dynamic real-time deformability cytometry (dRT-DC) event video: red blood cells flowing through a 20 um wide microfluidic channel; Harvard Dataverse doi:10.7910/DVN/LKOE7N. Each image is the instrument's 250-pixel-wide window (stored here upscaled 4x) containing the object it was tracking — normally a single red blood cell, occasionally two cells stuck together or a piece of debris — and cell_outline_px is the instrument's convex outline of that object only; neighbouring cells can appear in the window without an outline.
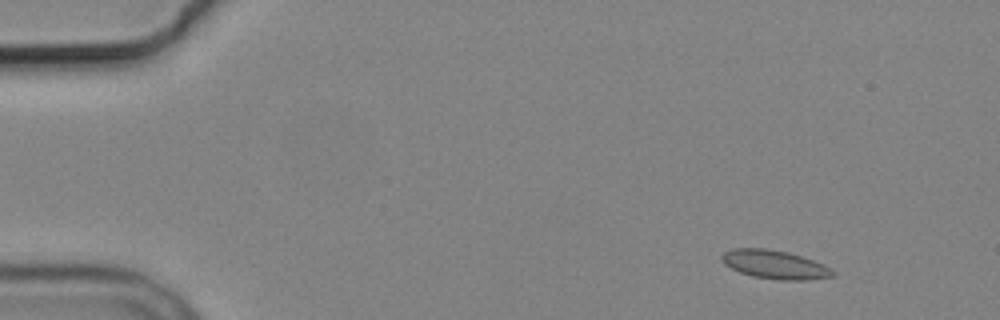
{"species": "common noctule bat (a hibernating species)", "species_latin": "Nyctalus noctula", "temperature_condition": "cold", "stored_images_in_passage": 5, "camera_frame_rate_fps": 3000, "um_per_image_px": 0.085, "animal": {"sex": "male", "body_mass_g": 19.2, "forearm_length_mm": 51.8}, "frame": {"image": 1, "passage_image": 2, "time_ms": 1.333, "image_size_px": [1000, 320], "cell_outline_px": [[836, 272], [832, 276], [808, 280], [780, 280], [752, 276], [740, 272], [724, 264], [720, 256], [724, 252], [732, 248], [764, 248], [788, 252], [812, 260]], "centroid_in_image_um": [65.8, 22.48], "position_along_channel_um": 19.2, "area_um2": 18.26}}
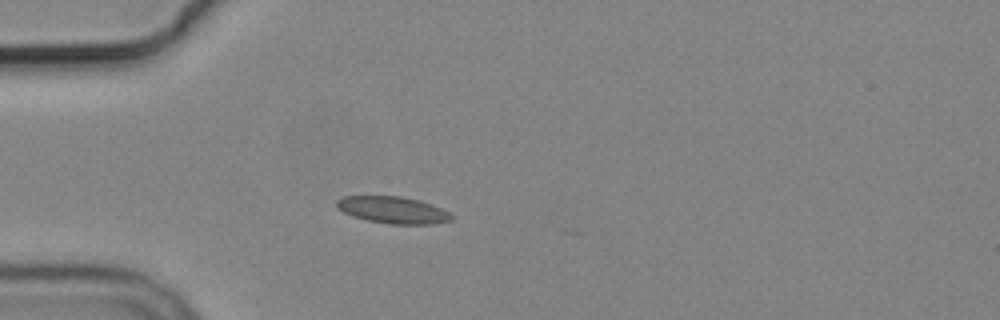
{"frame": {"image": 2, "passage_image": 5, "time_ms": 4.667, "image_size_px": [1000, 320], "cell_outline_px": [[452, 220], [432, 224], [388, 224], [368, 220], [352, 216], [336, 208], [336, 200], [344, 196], [400, 196], [420, 200], [440, 208], [448, 212], [452, 216]], "centroid_in_image_um": [33.36, 17.84], "position_along_channel_um": 51.6, "area_um2": 17.92}}